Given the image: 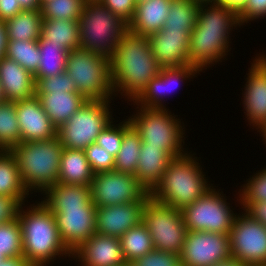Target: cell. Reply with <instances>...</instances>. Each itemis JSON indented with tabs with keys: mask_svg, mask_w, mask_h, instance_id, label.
I'll return each mask as SVG.
<instances>
[{
	"mask_svg": "<svg viewBox=\"0 0 266 266\" xmlns=\"http://www.w3.org/2000/svg\"><path fill=\"white\" fill-rule=\"evenodd\" d=\"M257 132H259V135L262 136V142H265L264 144L266 148V125L262 126Z\"/></svg>",
	"mask_w": 266,
	"mask_h": 266,
	"instance_id": "11a10c76",
	"label": "cell"
},
{
	"mask_svg": "<svg viewBox=\"0 0 266 266\" xmlns=\"http://www.w3.org/2000/svg\"><path fill=\"white\" fill-rule=\"evenodd\" d=\"M182 266H212L231 258L229 236L206 231H187L180 254Z\"/></svg>",
	"mask_w": 266,
	"mask_h": 266,
	"instance_id": "5bb4252c",
	"label": "cell"
},
{
	"mask_svg": "<svg viewBox=\"0 0 266 266\" xmlns=\"http://www.w3.org/2000/svg\"><path fill=\"white\" fill-rule=\"evenodd\" d=\"M119 240L124 258L128 263L155 249L151 235L143 223L130 228Z\"/></svg>",
	"mask_w": 266,
	"mask_h": 266,
	"instance_id": "836d02e7",
	"label": "cell"
},
{
	"mask_svg": "<svg viewBox=\"0 0 266 266\" xmlns=\"http://www.w3.org/2000/svg\"><path fill=\"white\" fill-rule=\"evenodd\" d=\"M102 2L110 11L120 17L127 24L132 20L135 9V0H99Z\"/></svg>",
	"mask_w": 266,
	"mask_h": 266,
	"instance_id": "f6af8a7d",
	"label": "cell"
},
{
	"mask_svg": "<svg viewBox=\"0 0 266 266\" xmlns=\"http://www.w3.org/2000/svg\"><path fill=\"white\" fill-rule=\"evenodd\" d=\"M23 9L20 7L18 1L16 0H0V20L6 21Z\"/></svg>",
	"mask_w": 266,
	"mask_h": 266,
	"instance_id": "7dc6e473",
	"label": "cell"
},
{
	"mask_svg": "<svg viewBox=\"0 0 266 266\" xmlns=\"http://www.w3.org/2000/svg\"><path fill=\"white\" fill-rule=\"evenodd\" d=\"M5 259V257L3 256V252H0V262H2Z\"/></svg>",
	"mask_w": 266,
	"mask_h": 266,
	"instance_id": "6f0895ef",
	"label": "cell"
},
{
	"mask_svg": "<svg viewBox=\"0 0 266 266\" xmlns=\"http://www.w3.org/2000/svg\"><path fill=\"white\" fill-rule=\"evenodd\" d=\"M119 266H132V264H131V263H128V262H126V263H124V264H122V265H119Z\"/></svg>",
	"mask_w": 266,
	"mask_h": 266,
	"instance_id": "680465c9",
	"label": "cell"
},
{
	"mask_svg": "<svg viewBox=\"0 0 266 266\" xmlns=\"http://www.w3.org/2000/svg\"><path fill=\"white\" fill-rule=\"evenodd\" d=\"M200 72L202 71L193 65L161 68L159 74L148 83L147 88L133 103L131 102V105L164 109L166 108L164 103L167 101L165 98L175 88L185 84L183 82L191 81L190 79L197 77L196 75H199Z\"/></svg>",
	"mask_w": 266,
	"mask_h": 266,
	"instance_id": "e0dca14e",
	"label": "cell"
},
{
	"mask_svg": "<svg viewBox=\"0 0 266 266\" xmlns=\"http://www.w3.org/2000/svg\"><path fill=\"white\" fill-rule=\"evenodd\" d=\"M141 144L140 134L131 125L123 133L122 145L114 160V170L135 175Z\"/></svg>",
	"mask_w": 266,
	"mask_h": 266,
	"instance_id": "d6a6232c",
	"label": "cell"
},
{
	"mask_svg": "<svg viewBox=\"0 0 266 266\" xmlns=\"http://www.w3.org/2000/svg\"><path fill=\"white\" fill-rule=\"evenodd\" d=\"M266 17V0H247L238 11L240 25L244 26L251 21L262 20Z\"/></svg>",
	"mask_w": 266,
	"mask_h": 266,
	"instance_id": "ee69618b",
	"label": "cell"
},
{
	"mask_svg": "<svg viewBox=\"0 0 266 266\" xmlns=\"http://www.w3.org/2000/svg\"><path fill=\"white\" fill-rule=\"evenodd\" d=\"M135 107L136 114L127 117L140 134L141 146H154L167 150L174 158L187 152L184 146L186 128L178 115L172 114L168 107L164 109Z\"/></svg>",
	"mask_w": 266,
	"mask_h": 266,
	"instance_id": "8992f818",
	"label": "cell"
},
{
	"mask_svg": "<svg viewBox=\"0 0 266 266\" xmlns=\"http://www.w3.org/2000/svg\"><path fill=\"white\" fill-rule=\"evenodd\" d=\"M44 111L58 128L87 101L80 93L53 91L48 94H35Z\"/></svg>",
	"mask_w": 266,
	"mask_h": 266,
	"instance_id": "484cf974",
	"label": "cell"
},
{
	"mask_svg": "<svg viewBox=\"0 0 266 266\" xmlns=\"http://www.w3.org/2000/svg\"><path fill=\"white\" fill-rule=\"evenodd\" d=\"M23 10H41L39 0H16Z\"/></svg>",
	"mask_w": 266,
	"mask_h": 266,
	"instance_id": "816d5d0a",
	"label": "cell"
},
{
	"mask_svg": "<svg viewBox=\"0 0 266 266\" xmlns=\"http://www.w3.org/2000/svg\"><path fill=\"white\" fill-rule=\"evenodd\" d=\"M142 223L148 229L156 250L181 254L187 234L181 209L150 197L145 203Z\"/></svg>",
	"mask_w": 266,
	"mask_h": 266,
	"instance_id": "8fae6325",
	"label": "cell"
},
{
	"mask_svg": "<svg viewBox=\"0 0 266 266\" xmlns=\"http://www.w3.org/2000/svg\"><path fill=\"white\" fill-rule=\"evenodd\" d=\"M20 143L15 102L0 103V150H11Z\"/></svg>",
	"mask_w": 266,
	"mask_h": 266,
	"instance_id": "d590c367",
	"label": "cell"
},
{
	"mask_svg": "<svg viewBox=\"0 0 266 266\" xmlns=\"http://www.w3.org/2000/svg\"><path fill=\"white\" fill-rule=\"evenodd\" d=\"M47 0H39L40 4L42 5L44 2H46Z\"/></svg>",
	"mask_w": 266,
	"mask_h": 266,
	"instance_id": "94428289",
	"label": "cell"
},
{
	"mask_svg": "<svg viewBox=\"0 0 266 266\" xmlns=\"http://www.w3.org/2000/svg\"><path fill=\"white\" fill-rule=\"evenodd\" d=\"M238 27L241 25L235 9L218 2H200L196 26L190 34V65L203 72L224 61L232 49L229 35Z\"/></svg>",
	"mask_w": 266,
	"mask_h": 266,
	"instance_id": "6da1fadb",
	"label": "cell"
},
{
	"mask_svg": "<svg viewBox=\"0 0 266 266\" xmlns=\"http://www.w3.org/2000/svg\"><path fill=\"white\" fill-rule=\"evenodd\" d=\"M79 19H43L39 39L72 51L80 48Z\"/></svg>",
	"mask_w": 266,
	"mask_h": 266,
	"instance_id": "83f0119b",
	"label": "cell"
},
{
	"mask_svg": "<svg viewBox=\"0 0 266 266\" xmlns=\"http://www.w3.org/2000/svg\"><path fill=\"white\" fill-rule=\"evenodd\" d=\"M7 46V34L4 21L0 20V58L5 56Z\"/></svg>",
	"mask_w": 266,
	"mask_h": 266,
	"instance_id": "f907efd6",
	"label": "cell"
},
{
	"mask_svg": "<svg viewBox=\"0 0 266 266\" xmlns=\"http://www.w3.org/2000/svg\"><path fill=\"white\" fill-rule=\"evenodd\" d=\"M114 99L121 95L134 102L155 78L161 67L154 57L148 36L127 30L110 58Z\"/></svg>",
	"mask_w": 266,
	"mask_h": 266,
	"instance_id": "7a4b0ae2",
	"label": "cell"
},
{
	"mask_svg": "<svg viewBox=\"0 0 266 266\" xmlns=\"http://www.w3.org/2000/svg\"><path fill=\"white\" fill-rule=\"evenodd\" d=\"M232 258L247 266H266V227L244 210L235 216L229 231Z\"/></svg>",
	"mask_w": 266,
	"mask_h": 266,
	"instance_id": "4fadbf2b",
	"label": "cell"
},
{
	"mask_svg": "<svg viewBox=\"0 0 266 266\" xmlns=\"http://www.w3.org/2000/svg\"><path fill=\"white\" fill-rule=\"evenodd\" d=\"M173 158L167 150L154 146H141L135 177L147 192L150 193L159 183Z\"/></svg>",
	"mask_w": 266,
	"mask_h": 266,
	"instance_id": "cb8c5ba5",
	"label": "cell"
},
{
	"mask_svg": "<svg viewBox=\"0 0 266 266\" xmlns=\"http://www.w3.org/2000/svg\"><path fill=\"white\" fill-rule=\"evenodd\" d=\"M84 151L94 173L114 170L115 157L98 144L93 143Z\"/></svg>",
	"mask_w": 266,
	"mask_h": 266,
	"instance_id": "7bdbcfd3",
	"label": "cell"
},
{
	"mask_svg": "<svg viewBox=\"0 0 266 266\" xmlns=\"http://www.w3.org/2000/svg\"><path fill=\"white\" fill-rule=\"evenodd\" d=\"M71 258L80 262L77 266H119L126 263L119 238L98 233L72 251Z\"/></svg>",
	"mask_w": 266,
	"mask_h": 266,
	"instance_id": "d6986e66",
	"label": "cell"
},
{
	"mask_svg": "<svg viewBox=\"0 0 266 266\" xmlns=\"http://www.w3.org/2000/svg\"><path fill=\"white\" fill-rule=\"evenodd\" d=\"M0 266H31L23 256L5 258Z\"/></svg>",
	"mask_w": 266,
	"mask_h": 266,
	"instance_id": "681fc988",
	"label": "cell"
},
{
	"mask_svg": "<svg viewBox=\"0 0 266 266\" xmlns=\"http://www.w3.org/2000/svg\"><path fill=\"white\" fill-rule=\"evenodd\" d=\"M0 195L12 198L31 197L23 185L15 155L10 150H0Z\"/></svg>",
	"mask_w": 266,
	"mask_h": 266,
	"instance_id": "f546056e",
	"label": "cell"
},
{
	"mask_svg": "<svg viewBox=\"0 0 266 266\" xmlns=\"http://www.w3.org/2000/svg\"><path fill=\"white\" fill-rule=\"evenodd\" d=\"M27 198H12L0 195V224L17 219L21 204L26 203Z\"/></svg>",
	"mask_w": 266,
	"mask_h": 266,
	"instance_id": "bcb514c9",
	"label": "cell"
},
{
	"mask_svg": "<svg viewBox=\"0 0 266 266\" xmlns=\"http://www.w3.org/2000/svg\"><path fill=\"white\" fill-rule=\"evenodd\" d=\"M27 203L21 204L17 214L22 231L23 257L31 266H48L54 264V260L71 258V252L60 239L53 213L39 200L29 206Z\"/></svg>",
	"mask_w": 266,
	"mask_h": 266,
	"instance_id": "3957f363",
	"label": "cell"
},
{
	"mask_svg": "<svg viewBox=\"0 0 266 266\" xmlns=\"http://www.w3.org/2000/svg\"><path fill=\"white\" fill-rule=\"evenodd\" d=\"M195 155L187 150L185 154L173 158L159 183L149 193L150 197L182 210L207 193L213 184L208 181L203 165Z\"/></svg>",
	"mask_w": 266,
	"mask_h": 266,
	"instance_id": "277c9868",
	"label": "cell"
},
{
	"mask_svg": "<svg viewBox=\"0 0 266 266\" xmlns=\"http://www.w3.org/2000/svg\"><path fill=\"white\" fill-rule=\"evenodd\" d=\"M86 0H47L41 5L43 19H79Z\"/></svg>",
	"mask_w": 266,
	"mask_h": 266,
	"instance_id": "74e56055",
	"label": "cell"
},
{
	"mask_svg": "<svg viewBox=\"0 0 266 266\" xmlns=\"http://www.w3.org/2000/svg\"><path fill=\"white\" fill-rule=\"evenodd\" d=\"M0 83L6 101L16 102L35 95L34 76L14 60L0 58Z\"/></svg>",
	"mask_w": 266,
	"mask_h": 266,
	"instance_id": "7402d4cb",
	"label": "cell"
},
{
	"mask_svg": "<svg viewBox=\"0 0 266 266\" xmlns=\"http://www.w3.org/2000/svg\"><path fill=\"white\" fill-rule=\"evenodd\" d=\"M0 252L5 258L23 256L22 231L18 219L0 224Z\"/></svg>",
	"mask_w": 266,
	"mask_h": 266,
	"instance_id": "f35d334b",
	"label": "cell"
},
{
	"mask_svg": "<svg viewBox=\"0 0 266 266\" xmlns=\"http://www.w3.org/2000/svg\"><path fill=\"white\" fill-rule=\"evenodd\" d=\"M38 41L7 40L5 57L14 60L33 76L40 62Z\"/></svg>",
	"mask_w": 266,
	"mask_h": 266,
	"instance_id": "e575fe53",
	"label": "cell"
},
{
	"mask_svg": "<svg viewBox=\"0 0 266 266\" xmlns=\"http://www.w3.org/2000/svg\"><path fill=\"white\" fill-rule=\"evenodd\" d=\"M111 100H87L67 122L57 128L63 148L85 150L114 119ZM112 110V111H111Z\"/></svg>",
	"mask_w": 266,
	"mask_h": 266,
	"instance_id": "9c48e42d",
	"label": "cell"
},
{
	"mask_svg": "<svg viewBox=\"0 0 266 266\" xmlns=\"http://www.w3.org/2000/svg\"><path fill=\"white\" fill-rule=\"evenodd\" d=\"M212 266H247V265L240 262L238 259L231 257L225 261L218 262Z\"/></svg>",
	"mask_w": 266,
	"mask_h": 266,
	"instance_id": "db71d44e",
	"label": "cell"
},
{
	"mask_svg": "<svg viewBox=\"0 0 266 266\" xmlns=\"http://www.w3.org/2000/svg\"><path fill=\"white\" fill-rule=\"evenodd\" d=\"M38 47L41 56L37 73L34 75L35 82L39 78L52 77L66 71L68 50L47 39H39Z\"/></svg>",
	"mask_w": 266,
	"mask_h": 266,
	"instance_id": "4dcf8cb0",
	"label": "cell"
},
{
	"mask_svg": "<svg viewBox=\"0 0 266 266\" xmlns=\"http://www.w3.org/2000/svg\"><path fill=\"white\" fill-rule=\"evenodd\" d=\"M35 94H48L53 91L78 93L74 81L66 71L48 78L36 81Z\"/></svg>",
	"mask_w": 266,
	"mask_h": 266,
	"instance_id": "60d3db41",
	"label": "cell"
},
{
	"mask_svg": "<svg viewBox=\"0 0 266 266\" xmlns=\"http://www.w3.org/2000/svg\"><path fill=\"white\" fill-rule=\"evenodd\" d=\"M172 0H142L136 3L128 30L137 35L149 36L162 29L168 17Z\"/></svg>",
	"mask_w": 266,
	"mask_h": 266,
	"instance_id": "603a6c76",
	"label": "cell"
},
{
	"mask_svg": "<svg viewBox=\"0 0 266 266\" xmlns=\"http://www.w3.org/2000/svg\"><path fill=\"white\" fill-rule=\"evenodd\" d=\"M130 126L131 123L128 118L118 124L113 120L101 131L95 143L115 157L121 148L123 133Z\"/></svg>",
	"mask_w": 266,
	"mask_h": 266,
	"instance_id": "ab89813d",
	"label": "cell"
},
{
	"mask_svg": "<svg viewBox=\"0 0 266 266\" xmlns=\"http://www.w3.org/2000/svg\"><path fill=\"white\" fill-rule=\"evenodd\" d=\"M132 266H182L181 256L153 249L131 262Z\"/></svg>",
	"mask_w": 266,
	"mask_h": 266,
	"instance_id": "b9f144b4",
	"label": "cell"
},
{
	"mask_svg": "<svg viewBox=\"0 0 266 266\" xmlns=\"http://www.w3.org/2000/svg\"><path fill=\"white\" fill-rule=\"evenodd\" d=\"M146 201L96 207V233L120 238L130 228L140 225Z\"/></svg>",
	"mask_w": 266,
	"mask_h": 266,
	"instance_id": "ffe728a7",
	"label": "cell"
},
{
	"mask_svg": "<svg viewBox=\"0 0 266 266\" xmlns=\"http://www.w3.org/2000/svg\"><path fill=\"white\" fill-rule=\"evenodd\" d=\"M199 3L197 0H172L162 29L183 30L190 35L196 26Z\"/></svg>",
	"mask_w": 266,
	"mask_h": 266,
	"instance_id": "1f68e13d",
	"label": "cell"
},
{
	"mask_svg": "<svg viewBox=\"0 0 266 266\" xmlns=\"http://www.w3.org/2000/svg\"><path fill=\"white\" fill-rule=\"evenodd\" d=\"M41 203L50 211L57 208L96 207L91 201V187L56 183L43 193Z\"/></svg>",
	"mask_w": 266,
	"mask_h": 266,
	"instance_id": "d4e9b609",
	"label": "cell"
},
{
	"mask_svg": "<svg viewBox=\"0 0 266 266\" xmlns=\"http://www.w3.org/2000/svg\"><path fill=\"white\" fill-rule=\"evenodd\" d=\"M20 142L44 141L57 137V128L36 95L15 102Z\"/></svg>",
	"mask_w": 266,
	"mask_h": 266,
	"instance_id": "ac0fdd59",
	"label": "cell"
},
{
	"mask_svg": "<svg viewBox=\"0 0 266 266\" xmlns=\"http://www.w3.org/2000/svg\"><path fill=\"white\" fill-rule=\"evenodd\" d=\"M94 174L84 150L63 148L58 183L90 186Z\"/></svg>",
	"mask_w": 266,
	"mask_h": 266,
	"instance_id": "4316f807",
	"label": "cell"
},
{
	"mask_svg": "<svg viewBox=\"0 0 266 266\" xmlns=\"http://www.w3.org/2000/svg\"><path fill=\"white\" fill-rule=\"evenodd\" d=\"M66 73L87 100L113 101L110 58L77 48L68 52Z\"/></svg>",
	"mask_w": 266,
	"mask_h": 266,
	"instance_id": "ba28073f",
	"label": "cell"
},
{
	"mask_svg": "<svg viewBox=\"0 0 266 266\" xmlns=\"http://www.w3.org/2000/svg\"><path fill=\"white\" fill-rule=\"evenodd\" d=\"M10 151L15 155L23 185L30 195L42 194L58 182L63 146L57 137L20 142Z\"/></svg>",
	"mask_w": 266,
	"mask_h": 266,
	"instance_id": "5b68a950",
	"label": "cell"
},
{
	"mask_svg": "<svg viewBox=\"0 0 266 266\" xmlns=\"http://www.w3.org/2000/svg\"><path fill=\"white\" fill-rule=\"evenodd\" d=\"M215 2L225 4L238 12L245 5L247 0H215Z\"/></svg>",
	"mask_w": 266,
	"mask_h": 266,
	"instance_id": "f5cc1de1",
	"label": "cell"
},
{
	"mask_svg": "<svg viewBox=\"0 0 266 266\" xmlns=\"http://www.w3.org/2000/svg\"><path fill=\"white\" fill-rule=\"evenodd\" d=\"M42 22L41 10H22L4 22L7 40L38 41Z\"/></svg>",
	"mask_w": 266,
	"mask_h": 266,
	"instance_id": "f1b7e54d",
	"label": "cell"
},
{
	"mask_svg": "<svg viewBox=\"0 0 266 266\" xmlns=\"http://www.w3.org/2000/svg\"><path fill=\"white\" fill-rule=\"evenodd\" d=\"M6 101V97H5V94H4V91H3V87L0 83V103L2 102H5Z\"/></svg>",
	"mask_w": 266,
	"mask_h": 266,
	"instance_id": "9f6ffc18",
	"label": "cell"
},
{
	"mask_svg": "<svg viewBox=\"0 0 266 266\" xmlns=\"http://www.w3.org/2000/svg\"><path fill=\"white\" fill-rule=\"evenodd\" d=\"M80 48L111 58L128 24L99 0H86L78 20Z\"/></svg>",
	"mask_w": 266,
	"mask_h": 266,
	"instance_id": "52a82bcc",
	"label": "cell"
},
{
	"mask_svg": "<svg viewBox=\"0 0 266 266\" xmlns=\"http://www.w3.org/2000/svg\"><path fill=\"white\" fill-rule=\"evenodd\" d=\"M245 212L266 227V201L253 202Z\"/></svg>",
	"mask_w": 266,
	"mask_h": 266,
	"instance_id": "c3c4849f",
	"label": "cell"
},
{
	"mask_svg": "<svg viewBox=\"0 0 266 266\" xmlns=\"http://www.w3.org/2000/svg\"><path fill=\"white\" fill-rule=\"evenodd\" d=\"M53 215L60 239L70 252L96 233V207L57 208Z\"/></svg>",
	"mask_w": 266,
	"mask_h": 266,
	"instance_id": "2e32d148",
	"label": "cell"
},
{
	"mask_svg": "<svg viewBox=\"0 0 266 266\" xmlns=\"http://www.w3.org/2000/svg\"><path fill=\"white\" fill-rule=\"evenodd\" d=\"M197 1H200V2H208V1H213V2H215V0H197Z\"/></svg>",
	"mask_w": 266,
	"mask_h": 266,
	"instance_id": "91938a15",
	"label": "cell"
},
{
	"mask_svg": "<svg viewBox=\"0 0 266 266\" xmlns=\"http://www.w3.org/2000/svg\"><path fill=\"white\" fill-rule=\"evenodd\" d=\"M237 195L236 202L239 201L240 209L244 211L253 202L266 201V166L246 179L245 184L240 185Z\"/></svg>",
	"mask_w": 266,
	"mask_h": 266,
	"instance_id": "8d00e7d4",
	"label": "cell"
},
{
	"mask_svg": "<svg viewBox=\"0 0 266 266\" xmlns=\"http://www.w3.org/2000/svg\"><path fill=\"white\" fill-rule=\"evenodd\" d=\"M215 187L217 186H213L194 203L182 209L187 231L229 234L237 213L227 202L226 194H223L221 189Z\"/></svg>",
	"mask_w": 266,
	"mask_h": 266,
	"instance_id": "30bf717a",
	"label": "cell"
},
{
	"mask_svg": "<svg viewBox=\"0 0 266 266\" xmlns=\"http://www.w3.org/2000/svg\"><path fill=\"white\" fill-rule=\"evenodd\" d=\"M91 201L96 207L115 206L135 201H147L149 192L129 173L103 171L91 181Z\"/></svg>",
	"mask_w": 266,
	"mask_h": 266,
	"instance_id": "7c38bea8",
	"label": "cell"
},
{
	"mask_svg": "<svg viewBox=\"0 0 266 266\" xmlns=\"http://www.w3.org/2000/svg\"><path fill=\"white\" fill-rule=\"evenodd\" d=\"M151 50L161 68L190 65V35L183 30H159L148 36Z\"/></svg>",
	"mask_w": 266,
	"mask_h": 266,
	"instance_id": "44dd1931",
	"label": "cell"
},
{
	"mask_svg": "<svg viewBox=\"0 0 266 266\" xmlns=\"http://www.w3.org/2000/svg\"><path fill=\"white\" fill-rule=\"evenodd\" d=\"M262 53L253 57L242 93L245 118L256 131L266 125V54Z\"/></svg>",
	"mask_w": 266,
	"mask_h": 266,
	"instance_id": "9a60e30c",
	"label": "cell"
}]
</instances>
